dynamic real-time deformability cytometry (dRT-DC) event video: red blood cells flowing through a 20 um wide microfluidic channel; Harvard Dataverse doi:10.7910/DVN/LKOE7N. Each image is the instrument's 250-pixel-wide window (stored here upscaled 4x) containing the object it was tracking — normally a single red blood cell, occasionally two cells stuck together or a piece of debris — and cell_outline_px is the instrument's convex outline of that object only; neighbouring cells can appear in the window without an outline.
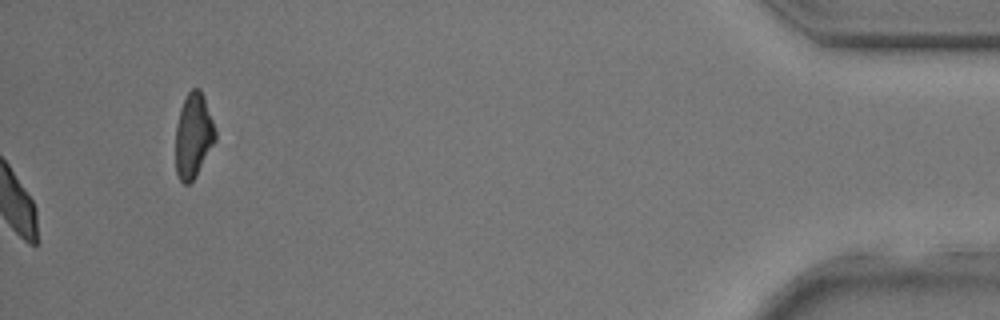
{"species": "common noctule bat (a hibernating species)", "species_latin": "Nyctalus noctula", "temperature_condition": "room temperature", "stored_images_in_passage": 30, "camera_frame_rate_fps": 3000, "um_per_image_px": 0.085, "animal": {"sex": "male", "body_mass_g": 17.9, "forearm_length_mm": 54.2}, "frame": {"image": 1, "passage_image": 30, "time_ms": 9.667, "image_size_px": [1000, 320], "cell_outline_px": [[216, 140], [196, 176], [188, 184], [184, 184], [180, 180], [176, 172], [176, 124], [180, 108], [188, 92], [192, 88], [200, 88], [204, 96], [216, 132]], "centroid_in_image_um": [16.43, 11.52], "position_along_channel_um": 418.8, "area_um2": 19.54}}